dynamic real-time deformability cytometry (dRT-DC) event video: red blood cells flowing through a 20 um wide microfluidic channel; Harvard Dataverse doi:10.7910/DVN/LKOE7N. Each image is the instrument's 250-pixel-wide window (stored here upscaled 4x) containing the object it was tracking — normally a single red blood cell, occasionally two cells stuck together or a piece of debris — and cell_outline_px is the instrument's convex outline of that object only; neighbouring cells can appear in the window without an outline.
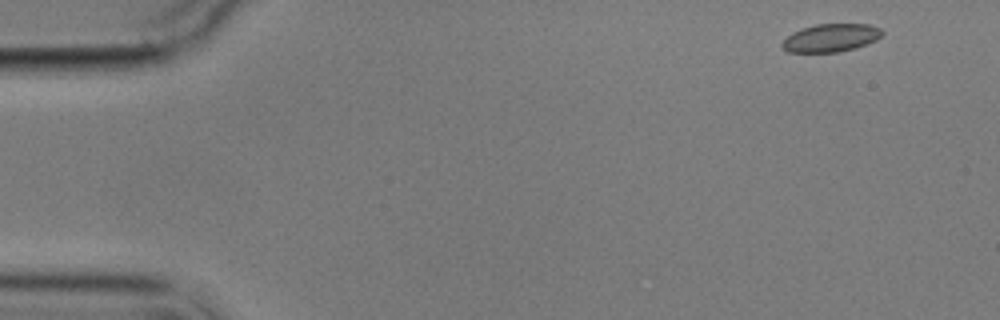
{"species": "common noctule bat (a hibernating species)", "species_latin": "Nyctalus noctula", "temperature_condition": "cold", "stored_images_in_passage": 5, "camera_frame_rate_fps": 3000, "um_per_image_px": 0.085, "animal": {"sex": "male", "body_mass_g": 17.9}, "frame": {"image": 1, "passage_image": 1, "time_ms": 0.0, "image_size_px": [1000, 320], "cell_outline_px": [[884, 32], [876, 40], [868, 44], [856, 48], [840, 52], [788, 52], [780, 44], [792, 32], [816, 24], [868, 24], [880, 28]], "centroid_in_image_um": [70.65, 3.22], "position_along_channel_um": 14.4, "area_um2": 16.3}}
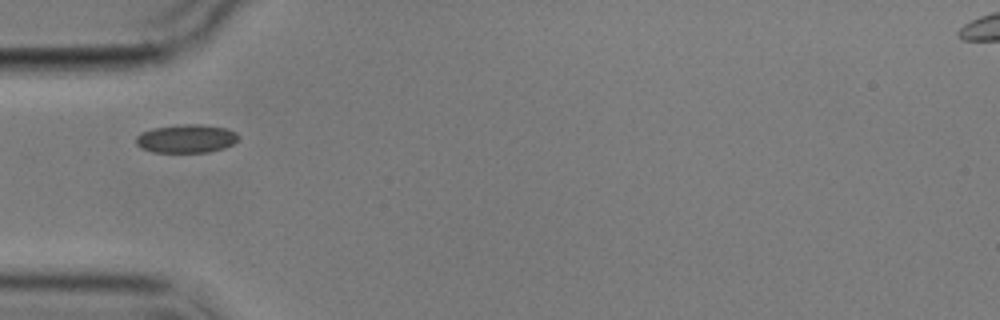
{"frame": {"image": 2, "passage_image": 5, "time_ms": 4.667, "image_size_px": [1000, 320], "cell_outline_px": [[240, 136], [232, 144], [224, 148], [208, 152], [152, 152], [140, 148], [136, 144], [136, 136], [140, 132], [152, 128], [184, 124], [200, 124], [228, 128], [236, 132]], "centroid_in_image_um": [15.82, 11.78], "position_along_channel_um": 69.2, "area_um2": 17.11}}